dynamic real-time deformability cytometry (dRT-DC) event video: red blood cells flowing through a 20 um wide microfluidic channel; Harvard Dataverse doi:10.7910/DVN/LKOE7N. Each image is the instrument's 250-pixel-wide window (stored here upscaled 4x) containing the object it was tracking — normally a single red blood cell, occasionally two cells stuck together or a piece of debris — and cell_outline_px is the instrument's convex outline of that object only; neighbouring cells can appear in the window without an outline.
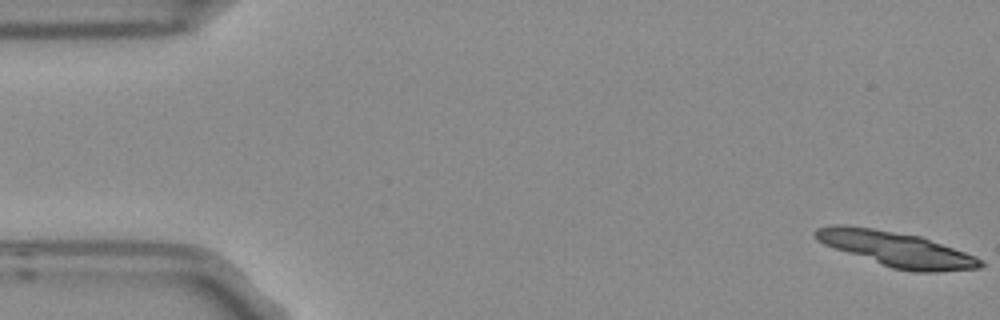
{"species": "Egyptian fruit bat (a non-hibernating species)", "species_latin": "Rousettus aegyptiacus", "temperature_condition": "room temperature", "stored_images_in_passage": 5, "camera_frame_rate_fps": 3000, "um_per_image_px": 0.085, "frame": {"image": 1, "passage_image": 1, "time_ms": 0.0, "image_size_px": [1000, 320], "cell_outline_px": [[984, 264], [980, 268], [936, 272], [912, 272], [892, 268], [824, 244], [816, 240], [812, 232], [816, 228], [832, 224], [844, 224], [872, 228], [920, 236], [976, 256]], "centroid_in_image_um": [76.16, 21.17], "position_along_channel_um": 8.8, "area_um2": 33.35}}